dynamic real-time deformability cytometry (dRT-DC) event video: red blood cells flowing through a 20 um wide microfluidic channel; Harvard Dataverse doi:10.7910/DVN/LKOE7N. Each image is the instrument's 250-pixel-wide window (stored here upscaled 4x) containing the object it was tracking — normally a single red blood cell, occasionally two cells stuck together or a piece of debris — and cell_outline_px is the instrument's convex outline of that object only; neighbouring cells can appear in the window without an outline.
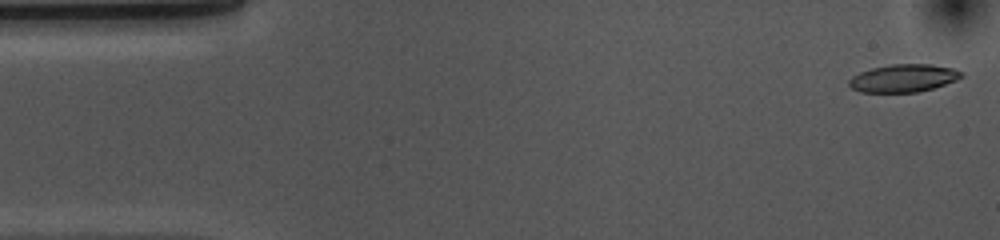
{"species": "common noctule bat (a hibernating species)", "species_latin": "Nyctalus noctula", "temperature_condition": "cold", "stored_images_in_passage": 53, "camera_frame_rate_fps": 3000, "um_per_image_px": 0.085, "animal": {"sex": "female", "body_mass_g": 10.0, "forearm_length_mm": 53.1}, "frame": {"image": 1, "passage_image": 1, "time_ms": 0.0, "image_size_px": [1000, 240], "cell_outline_px": [[964, 76], [956, 80], [932, 88], [916, 92], [860, 92], [852, 88], [848, 84], [848, 80], [852, 76], [860, 72], [872, 68], [892, 64], [932, 64], [952, 68], [960, 72]], "centroid_in_image_um": [76.76, 6.64], "position_along_channel_um": 8.2, "area_um2": 18.03}}
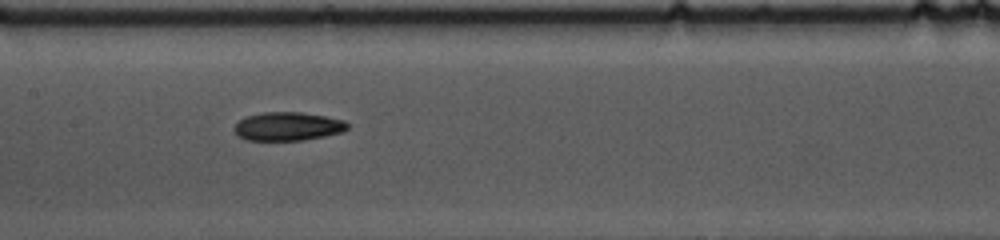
{"frame": {"image": 2, "passage_image": 24, "time_ms": 7.667, "image_size_px": [1000, 240], "cell_outline_px": [[348, 128], [344, 132], [304, 140], [244, 140], [232, 128], [244, 116], [264, 112], [300, 112], [324, 116], [344, 120], [348, 124]], "centroid_in_image_um": [24.46, 10.74], "position_along_channel_um": 182.9, "area_um2": 18.84}}
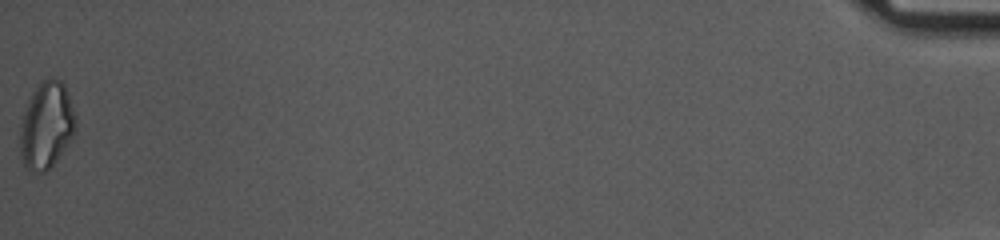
{"frame": {"image": 3, "passage_image": 53, "time_ms": 17.333, "image_size_px": [1000, 240], "cell_outline_px": [[76, 128], [72, 136], [56, 160], [44, 172], [32, 172], [24, 164], [20, 152], [20, 116], [32, 92], [44, 80], [52, 76], [60, 80], [64, 84], [76, 116]], "centroid_in_image_um": [3.92, 10.62], "position_along_channel_um": 431.3, "area_um2": 27.98}, "authors_computed_cell_mechanics": {"area_um2": 18.8428, "velocity_mm_per_s": 3.6733, "shape_relaxation_time_tau1_ms": 4.6669, "shape_relaxation_time_tau2_ms": 7.2116, "deformation_change_tau1": 0.1426, "deformation_change_tau2": 0.1527}}